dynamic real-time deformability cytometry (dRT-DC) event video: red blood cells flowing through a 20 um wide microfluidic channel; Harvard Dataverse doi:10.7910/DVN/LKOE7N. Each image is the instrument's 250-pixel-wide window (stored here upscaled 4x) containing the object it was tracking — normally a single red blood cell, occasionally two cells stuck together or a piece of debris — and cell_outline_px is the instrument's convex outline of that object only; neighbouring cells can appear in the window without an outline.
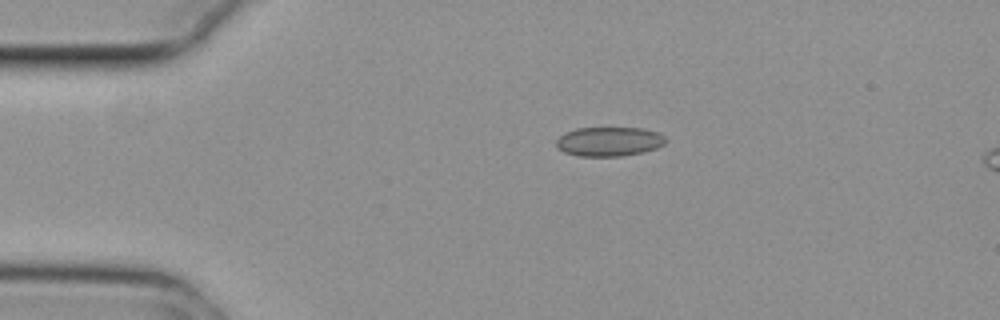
{"species": "common noctule bat (a hibernating species)", "species_latin": "Nyctalus noctula", "temperature_condition": "cold", "stored_images_in_passage": 5, "camera_frame_rate_fps": 3000, "um_per_image_px": 0.085, "animal": {"sex": "female", "body_mass_g": 29.2, "forearm_length_mm": 56.3}, "frame": {"image": 1, "passage_image": 1, "time_ms": 0.0, "image_size_px": [1000, 320], "cell_outline_px": [[668, 140], [664, 144], [656, 148], [644, 152], [624, 156], [576, 156], [564, 152], [556, 148], [556, 140], [560, 136], [576, 128], [640, 128], [656, 132], [664, 136]], "centroid_in_image_um": [51.77, 12.04], "position_along_channel_um": 33.2, "area_um2": 18.73}}